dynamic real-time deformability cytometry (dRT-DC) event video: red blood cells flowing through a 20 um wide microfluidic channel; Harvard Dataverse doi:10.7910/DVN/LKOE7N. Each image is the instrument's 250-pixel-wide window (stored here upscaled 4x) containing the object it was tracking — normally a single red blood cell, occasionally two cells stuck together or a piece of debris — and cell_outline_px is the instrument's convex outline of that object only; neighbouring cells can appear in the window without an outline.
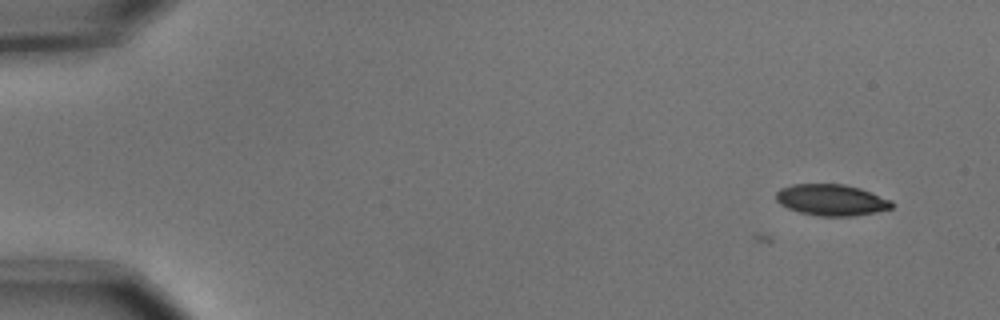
{"species": "common noctule bat (a hibernating species)", "species_latin": "Nyctalus noctula", "temperature_condition": "cold", "stored_images_in_passage": 6, "camera_frame_rate_fps": 3000, "um_per_image_px": 0.085, "animal": {"sex": "male", "body_mass_g": 15.6}, "frame": {"image": 1, "passage_image": 2, "time_ms": 0.333, "image_size_px": [1000, 320], "cell_outline_px": [[892, 208], [876, 212], [852, 216], [820, 216], [800, 212], [788, 208], [780, 204], [776, 200], [776, 192], [780, 188], [792, 184], [844, 184], [860, 188], [892, 200]], "centroid_in_image_um": [70.66, 16.99], "position_along_channel_um": 14.3, "area_um2": 21.1}}
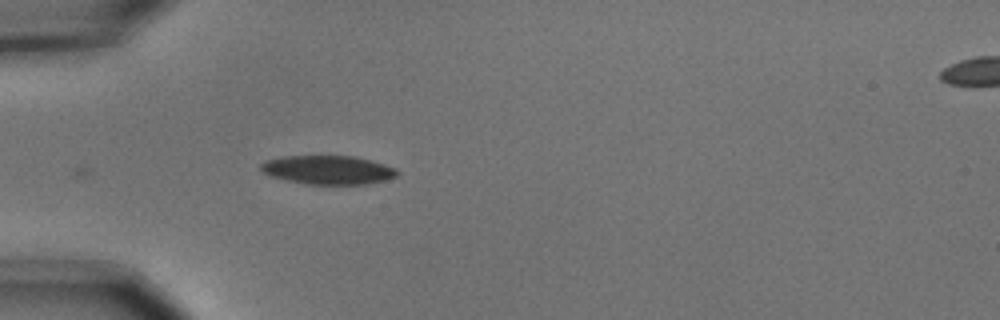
{"frame": {"image": 2, "passage_image": 6, "time_ms": 1.667, "image_size_px": [1000, 320], "cell_outline_px": [[400, 172], [396, 176], [384, 180], [368, 184], [308, 184], [284, 180], [268, 176], [260, 168], [260, 164], [264, 160], [280, 156], [356, 156], [372, 160], [396, 168]], "centroid_in_image_um": [27.86, 14.43], "position_along_channel_um": 57.1, "area_um2": 23.12}}